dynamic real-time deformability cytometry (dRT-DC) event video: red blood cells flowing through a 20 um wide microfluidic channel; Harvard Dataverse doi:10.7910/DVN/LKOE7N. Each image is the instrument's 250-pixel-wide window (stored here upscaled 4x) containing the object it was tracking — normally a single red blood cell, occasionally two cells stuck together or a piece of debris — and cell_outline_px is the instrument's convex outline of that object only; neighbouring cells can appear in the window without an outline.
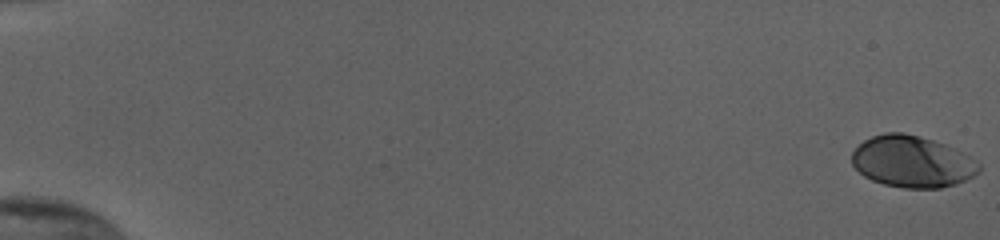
{"species": "human", "species_latin": "Homo sapiens", "temperature_condition": "cold", "stored_images_in_passage": 56, "camera_frame_rate_fps": 3000, "um_per_image_px": 0.085, "donor": {"sex": "female"}, "frame": {"image": 1, "passage_image": 1, "time_ms": 0.0, "image_size_px": [1000, 240], "cell_outline_px": [[980, 172], [956, 184], [940, 188], [904, 188], [884, 184], [872, 180], [864, 176], [852, 164], [852, 152], [864, 140], [872, 136], [884, 132], [904, 132], [920, 136], [944, 144], [976, 160], [980, 164]], "centroid_in_image_um": [77.52, 13.74], "position_along_channel_um": 7.5, "area_um2": 38.03}}
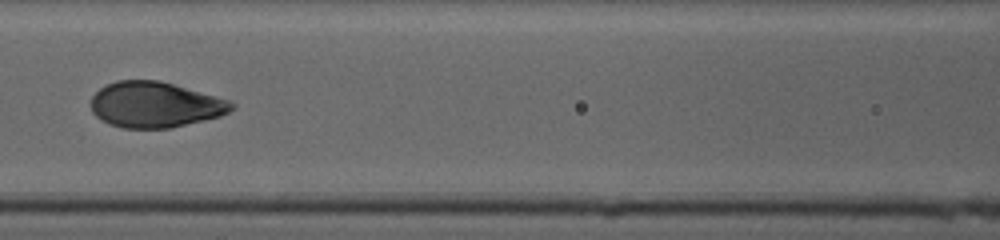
{"frame": {"image": 2, "passage_image": 28, "time_ms": 9.0, "image_size_px": [1000, 240], "cell_outline_px": [[236, 108], [220, 116], [172, 128], [124, 128], [108, 124], [100, 120], [92, 112], [88, 104], [92, 96], [104, 84], [116, 80], [156, 80], [172, 84], [216, 96], [228, 100], [236, 104]], "centroid_in_image_um": [13.13, 8.9], "position_along_channel_um": 153.5, "area_um2": 37.69}}
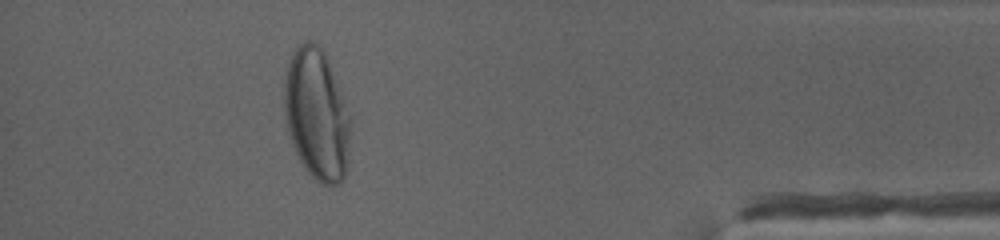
{"frame": {"image": 3, "passage_image": 51, "time_ms": 16.667, "image_size_px": [1000, 240], "cell_outline_px": [[352, 132], [344, 180], [340, 184], [324, 184], [316, 180], [308, 172], [300, 160], [296, 152], [288, 128], [284, 108], [284, 84], [288, 64], [296, 48], [304, 40], [312, 40], [324, 52], [328, 60], [352, 116]], "centroid_in_image_um": [26.97, 9.73], "position_along_channel_um": 408.2, "area_um2": 50.75}, "authors_computed_cell_mechanics": {"area_um2": 38.0035, "velocity_mm_per_s": 3.8248, "shape_relaxation_time_tau1_ms": 4.5998, "shape_relaxation_time_tau2_ms": null, "deformation_change_tau1": 0.1783, "deformation_change_tau2": null}}